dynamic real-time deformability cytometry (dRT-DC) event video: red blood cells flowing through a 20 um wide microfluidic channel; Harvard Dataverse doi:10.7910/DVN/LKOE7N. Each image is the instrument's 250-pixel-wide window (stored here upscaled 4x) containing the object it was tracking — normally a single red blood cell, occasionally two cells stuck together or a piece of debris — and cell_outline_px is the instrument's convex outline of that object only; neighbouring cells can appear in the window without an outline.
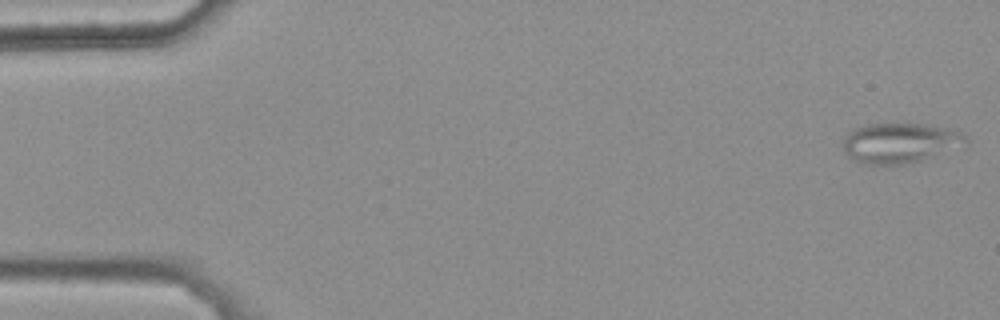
{"species": "common noctule bat (a hibernating species)", "species_latin": "Nyctalus noctula", "temperature_condition": "warm", "stored_images_in_passage": 46, "camera_frame_rate_fps": 3000, "um_per_image_px": 0.085, "animal": {"sex": "female", "body_mass_g": 25.1}, "frame": {"image": 1, "passage_image": 1, "time_ms": 0.0, "image_size_px": [1000, 320], "cell_outline_px": [[968, 144], [964, 148], [920, 160], [904, 164], [864, 164], [852, 160], [844, 152], [844, 136], [848, 132], [864, 124], [928, 124], [956, 128], [968, 140]], "centroid_in_image_um": [76.57, 12.14], "position_along_channel_um": 8.4, "area_um2": 29.25}}
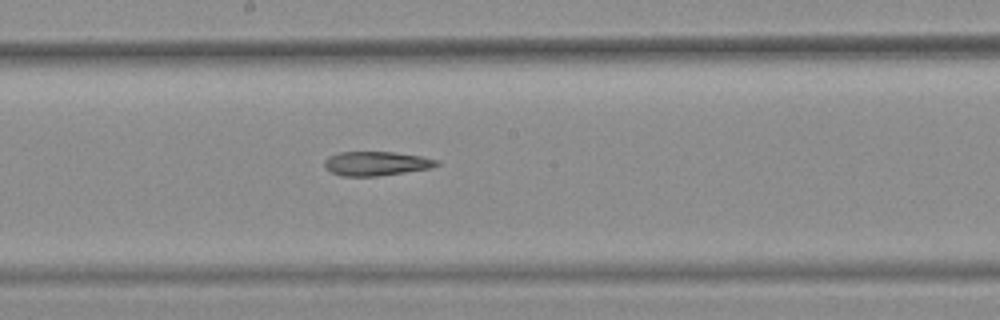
{"frame": {"image": 2, "passage_image": 28, "time_ms": 9.0, "image_size_px": [1000, 320], "cell_outline_px": [[440, 164], [432, 168], [376, 176], [340, 176], [324, 168], [324, 160], [328, 156], [340, 152], [396, 152], [420, 156], [440, 160]], "centroid_in_image_um": [31.98, 13.89], "position_along_channel_um": 216.2, "area_um2": 15.9}}
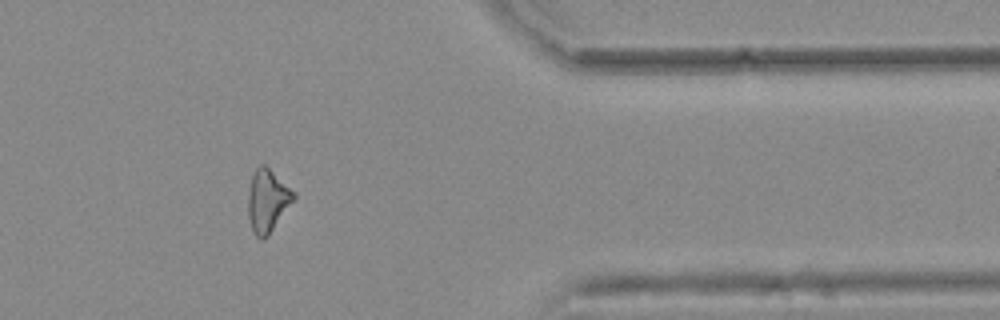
{"frame": {"image": 3, "passage_image": 43, "time_ms": 14.0, "image_size_px": [1000, 320], "cell_outline_px": [[296, 196], [268, 236], [260, 240], [256, 236], [252, 228], [248, 216], [248, 196], [252, 176], [256, 168], [260, 164], [264, 164], [296, 192]], "centroid_in_image_um": [22.74, 17.05], "position_along_channel_um": 388.7, "area_um2": 16.42}}